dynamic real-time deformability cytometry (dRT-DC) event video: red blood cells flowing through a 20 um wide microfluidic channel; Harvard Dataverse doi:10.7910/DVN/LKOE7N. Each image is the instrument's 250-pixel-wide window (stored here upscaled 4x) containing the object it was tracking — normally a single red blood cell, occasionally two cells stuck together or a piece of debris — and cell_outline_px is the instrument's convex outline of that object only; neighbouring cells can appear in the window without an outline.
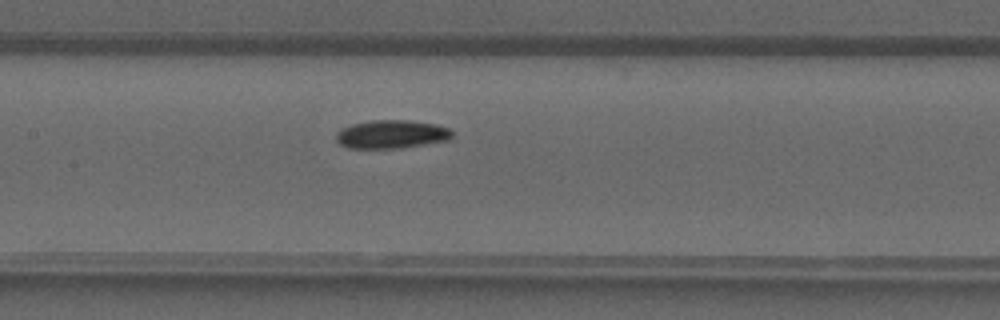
{"species": "common noctule bat (a hibernating species)", "species_latin": "Nyctalus noctula", "temperature_condition": "warm", "stored_images_in_passage": 35, "camera_frame_rate_fps": 3000, "um_per_image_px": 0.085, "animal": {"sex": "male", "forearm_length_mm": 52.5}, "frame": {"image": 1, "passage_image": 14, "time_ms": 4.333, "image_size_px": [1000, 320], "cell_outline_px": [[452, 136], [448, 140], [400, 148], [348, 148], [340, 144], [336, 140], [336, 132], [340, 128], [352, 124], [372, 120], [408, 120], [436, 124], [448, 128], [452, 132]], "centroid_in_image_um": [33.24, 11.41], "position_along_channel_um": 174.2, "area_um2": 19.19}}
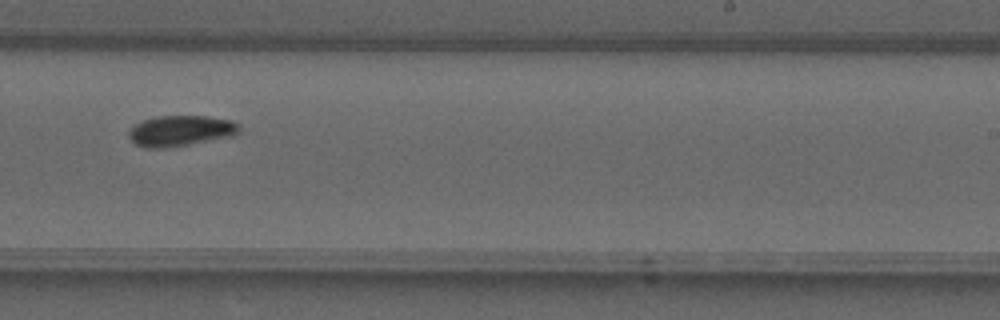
{"frame": {"image": 2, "passage_image": 20, "time_ms": 6.333, "image_size_px": [1000, 320], "cell_outline_px": [[240, 132], [236, 136], [164, 148], [144, 148], [136, 144], [128, 136], [128, 132], [136, 124], [144, 120], [156, 116], [208, 116], [232, 120], [240, 124]], "centroid_in_image_um": [15.41, 11.11], "position_along_channel_um": 273.6, "area_um2": 19.88}}
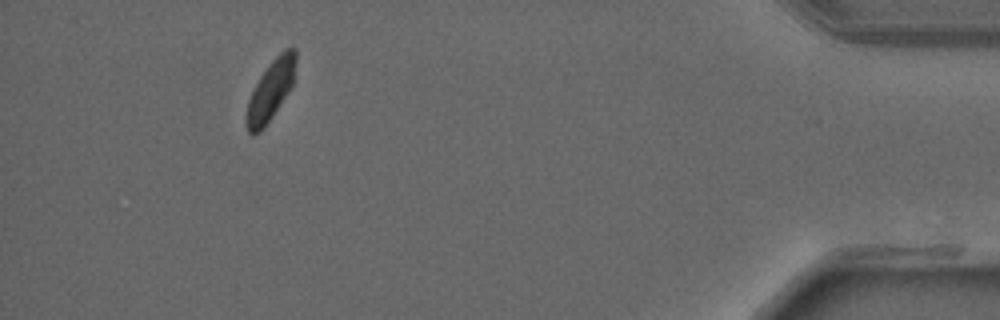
{"frame": {"image": 3, "passage_image": 32, "time_ms": 10.333, "image_size_px": [1000, 320], "cell_outline_px": [[296, 60], [292, 84], [288, 92], [272, 116], [260, 132], [248, 132], [244, 124], [244, 120], [248, 100], [252, 88], [268, 64], [284, 48], [296, 48]], "centroid_in_image_um": [22.97, 7.66], "position_along_channel_um": 412.2, "area_um2": 17.22}}